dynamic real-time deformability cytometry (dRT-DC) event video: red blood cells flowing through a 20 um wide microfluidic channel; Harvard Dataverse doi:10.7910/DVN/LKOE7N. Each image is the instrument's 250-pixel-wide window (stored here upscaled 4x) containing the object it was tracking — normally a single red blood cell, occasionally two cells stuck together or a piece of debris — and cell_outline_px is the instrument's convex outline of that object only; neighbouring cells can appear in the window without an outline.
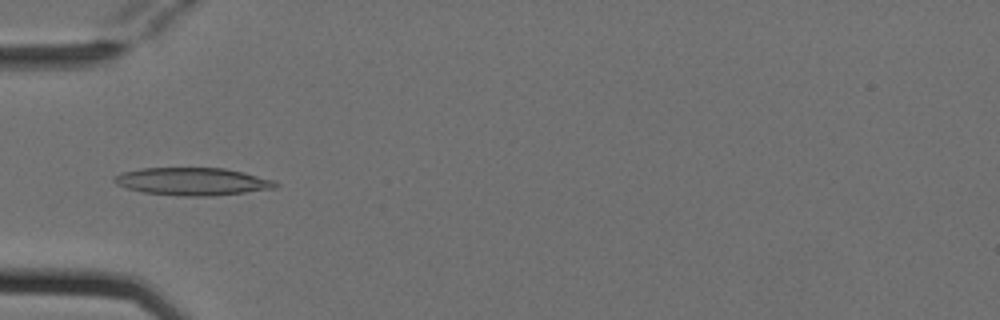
{"species": "Egyptian fruit bat (a non-hibernating species)", "species_latin": "Rousettus aegyptiacus", "temperature_condition": "cold", "stored_images_in_passage": 4, "camera_frame_rate_fps": 3000, "um_per_image_px": 0.085, "animal": {"sex": "female"}, "frame": {"image": 1, "passage_image": 4, "time_ms": 1.0, "image_size_px": [1000, 320], "cell_outline_px": [[280, 184], [276, 188], [212, 196], [180, 196], [144, 192], [128, 188], [116, 184], [112, 180], [120, 172], [140, 168], [224, 168], [244, 172], [276, 180]], "centroid_in_image_um": [16.39, 15.42], "position_along_channel_um": 68.6, "area_um2": 26.07}}